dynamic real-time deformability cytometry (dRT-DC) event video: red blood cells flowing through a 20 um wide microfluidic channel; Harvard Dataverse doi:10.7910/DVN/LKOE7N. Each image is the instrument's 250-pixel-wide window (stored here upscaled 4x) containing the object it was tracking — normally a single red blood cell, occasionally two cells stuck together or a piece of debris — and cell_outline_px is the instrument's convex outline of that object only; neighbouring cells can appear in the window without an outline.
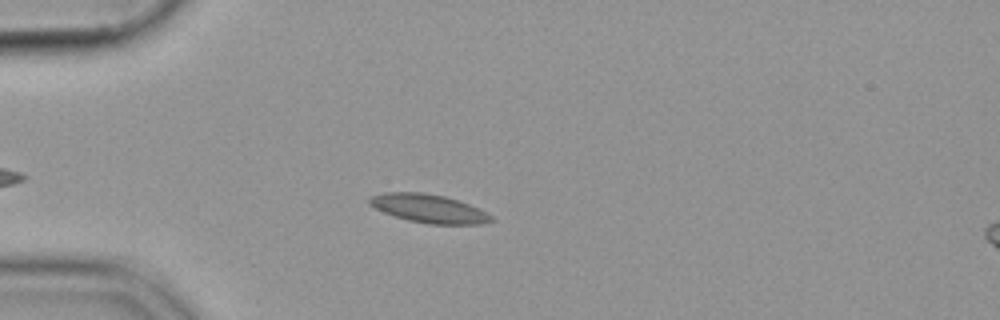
{"species": "common noctule bat (a hibernating species)", "species_latin": "Nyctalus noctula", "temperature_condition": "cold", "stored_images_in_passage": 42, "camera_frame_rate_fps": 3000, "um_per_image_px": 0.085, "animal": {"sex": "female", "body_mass_g": 19.9}, "frame": {"image": 1, "passage_image": 10, "time_ms": 3.0, "image_size_px": [1000, 320], "cell_outline_px": [[496, 220], [484, 224], [428, 224], [408, 220], [384, 212], [368, 204], [368, 196], [384, 192], [420, 192], [444, 196], [468, 204], [492, 216]], "centroid_in_image_um": [36.41, 17.72], "position_along_channel_um": 48.6, "area_um2": 20.06}}
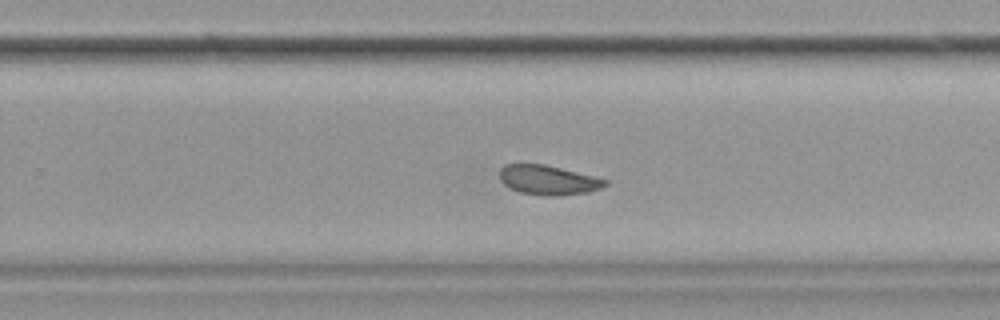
{"frame": {"image": 2, "passage_image": 31, "time_ms": 10.0, "image_size_px": [1000, 320], "cell_outline_px": [[608, 184], [600, 188], [588, 192], [560, 196], [548, 196], [520, 192], [504, 184], [500, 180], [500, 168], [504, 164], [544, 164], [608, 180]], "centroid_in_image_um": [46.58, 15.3], "position_along_channel_um": 283.2, "area_um2": 17.98}}
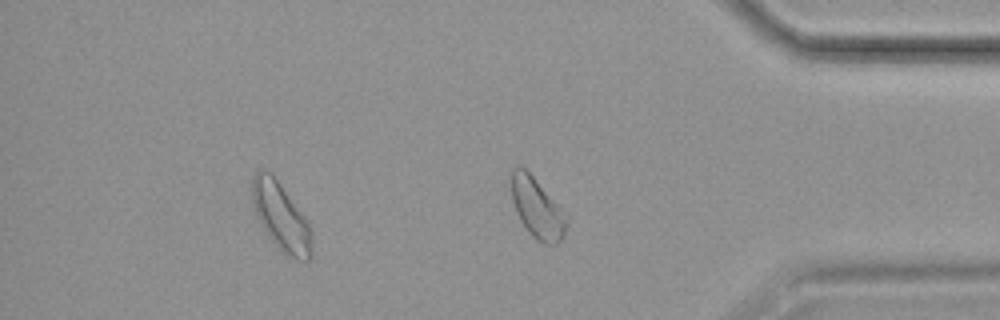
{"frame": {"image": 3, "passage_image": 41, "time_ms": 13.333, "image_size_px": [1000, 320], "cell_outline_px": [[312, 260], [296, 260], [284, 256], [280, 252], [260, 224], [256, 216], [252, 200], [252, 176], [260, 168], [264, 168], [272, 172], [308, 224], [312, 232]], "centroid_in_image_um": [23.86, 18.45], "position_along_channel_um": 411.3, "area_um2": 23.81}}